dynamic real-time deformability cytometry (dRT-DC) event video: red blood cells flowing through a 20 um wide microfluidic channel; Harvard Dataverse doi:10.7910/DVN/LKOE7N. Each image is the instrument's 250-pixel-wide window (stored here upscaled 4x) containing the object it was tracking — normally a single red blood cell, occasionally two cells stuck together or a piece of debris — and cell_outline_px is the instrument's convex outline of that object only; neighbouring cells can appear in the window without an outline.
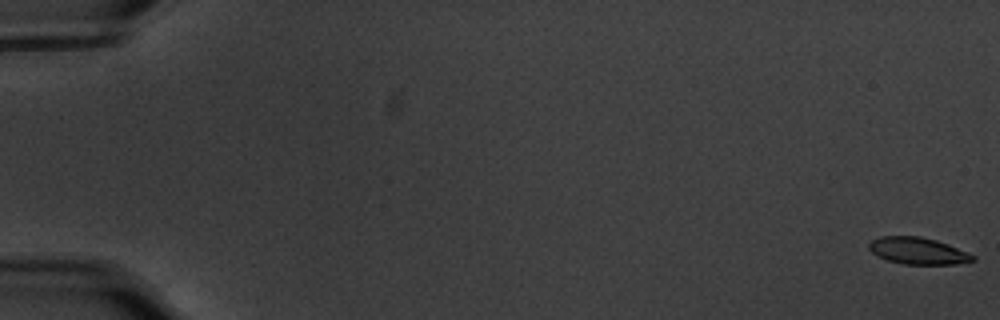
{"species": "common noctule bat (a hibernating species)", "species_latin": "Nyctalus noctula", "temperature_condition": "warm", "stored_images_in_passage": 59, "camera_frame_rate_fps": 3000, "um_per_image_px": 0.085, "animal": {"sex": "male", "body_mass_g": 20.1, "forearm_length_mm": 53.5}, "frame": {"image": 1, "passage_image": 1, "time_ms": 0.0, "image_size_px": [1000, 320], "cell_outline_px": [[976, 260], [956, 264], [904, 264], [888, 260], [872, 252], [868, 248], [868, 244], [872, 240], [880, 236], [920, 236], [936, 240], [948, 244], [976, 256]], "centroid_in_image_um": [78.04, 21.31], "position_along_channel_um": 7.0, "area_um2": 16.13}}
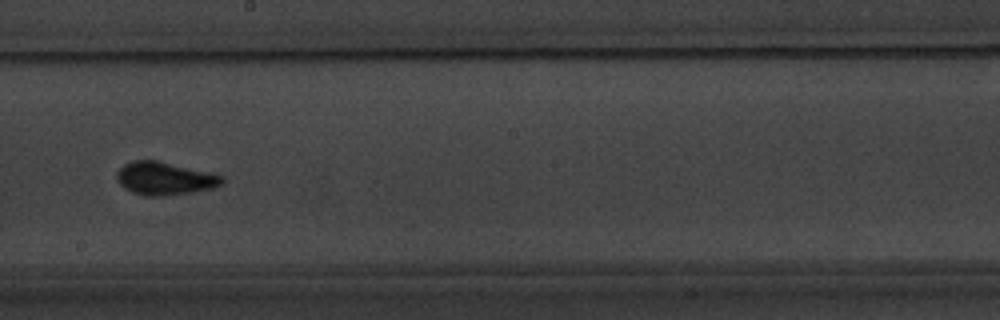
{"frame": {"image": 2, "passage_image": 35, "time_ms": 11.333, "image_size_px": [1000, 320], "cell_outline_px": [[224, 184], [216, 188], [160, 196], [144, 196], [132, 192], [124, 188], [116, 180], [116, 172], [124, 164], [132, 160], [156, 160], [208, 172], [224, 176]], "centroid_in_image_um": [13.98, 15.17], "position_along_channel_um": 234.2, "area_um2": 20.23}}
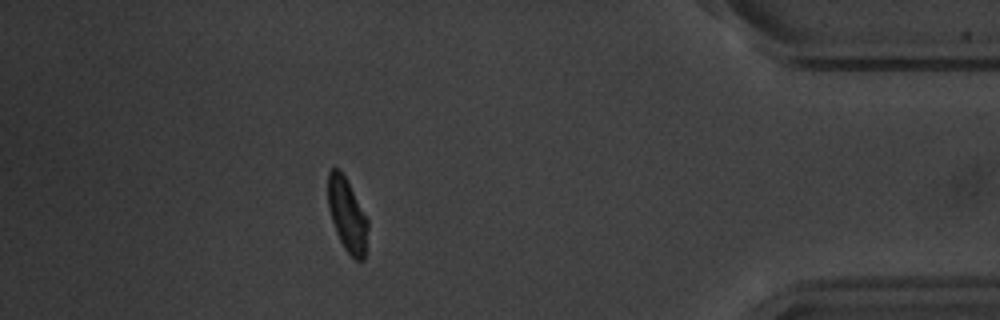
{"frame": {"image": 3, "passage_image": 53, "time_ms": 17.333, "image_size_px": [1000, 320], "cell_outline_px": [[368, 228], [364, 260], [356, 260], [344, 248], [336, 232], [328, 208], [328, 172], [332, 168], [340, 168], [368, 220]], "centroid_in_image_um": [29.5, 18.27], "position_along_channel_um": 405.7, "area_um2": 16.82}, "authors_computed_cell_mechanics": {"area_um2": 17.629, "velocity_mm_per_s": 3.5234, "shape_relaxation_time_tau1_ms": 3.7993, "shape_relaxation_time_tau2_ms": 1.7305, "deformation_change_tau1": 0.1488, "deformation_change_tau2": 0.0749}}